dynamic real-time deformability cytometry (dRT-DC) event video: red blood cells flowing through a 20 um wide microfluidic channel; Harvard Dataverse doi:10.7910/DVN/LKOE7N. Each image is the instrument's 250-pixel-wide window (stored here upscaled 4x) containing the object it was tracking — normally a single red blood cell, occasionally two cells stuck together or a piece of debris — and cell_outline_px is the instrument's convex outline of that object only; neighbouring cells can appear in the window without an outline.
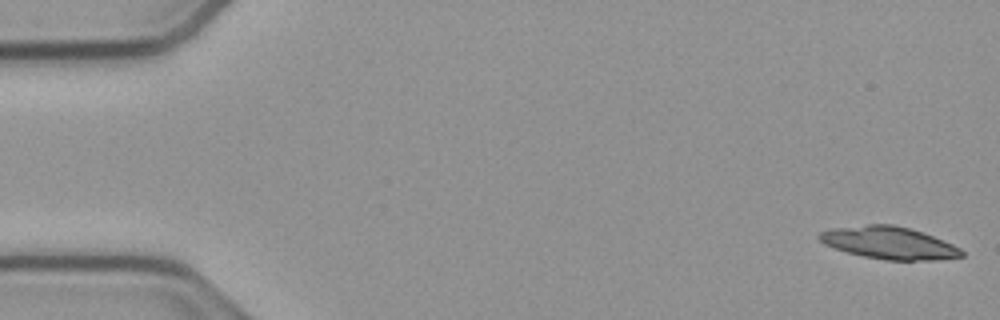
{"species": "common noctule bat (a hibernating species)", "species_latin": "Nyctalus noctula", "temperature_condition": "cold", "stored_images_in_passage": 17, "camera_frame_rate_fps": 3000, "um_per_image_px": 0.085, "animal": {"sex": "male", "body_mass_g": 23.1, "forearm_length_mm": 52.7}, "frame": {"image": 1, "passage_image": 1, "time_ms": 0.0, "image_size_px": [1000, 320], "cell_outline_px": [[964, 256], [936, 260], [884, 260], [864, 256], [848, 252], [824, 244], [816, 236], [820, 232], [832, 228], [868, 224], [892, 224], [908, 228], [932, 236], [952, 244], [960, 248], [964, 252]], "centroid_in_image_um": [75.56, 20.64], "position_along_channel_um": 9.4, "area_um2": 26.59}}
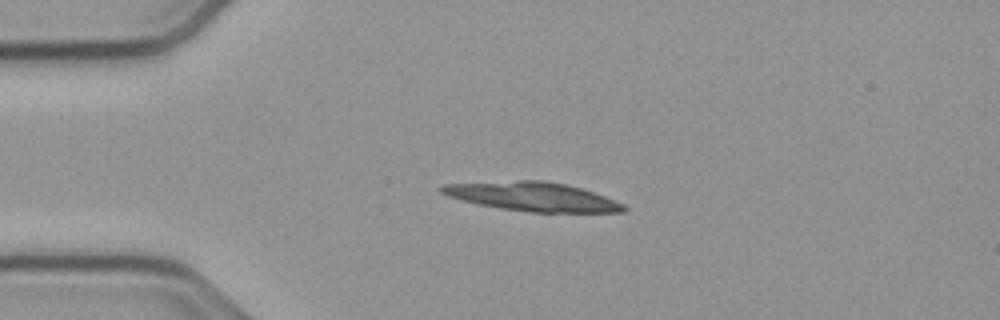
{"frame": {"image": 2, "passage_image": 12, "time_ms": 3.667, "image_size_px": [1000, 320], "cell_outline_px": [[628, 208], [624, 212], [528, 212], [500, 208], [476, 204], [448, 196], [440, 192], [436, 188], [444, 184], [516, 180], [544, 180], [564, 184], [580, 188], [604, 196], [624, 204]], "centroid_in_image_um": [45.23, 16.71], "position_along_channel_um": 39.8, "area_um2": 30.69}}